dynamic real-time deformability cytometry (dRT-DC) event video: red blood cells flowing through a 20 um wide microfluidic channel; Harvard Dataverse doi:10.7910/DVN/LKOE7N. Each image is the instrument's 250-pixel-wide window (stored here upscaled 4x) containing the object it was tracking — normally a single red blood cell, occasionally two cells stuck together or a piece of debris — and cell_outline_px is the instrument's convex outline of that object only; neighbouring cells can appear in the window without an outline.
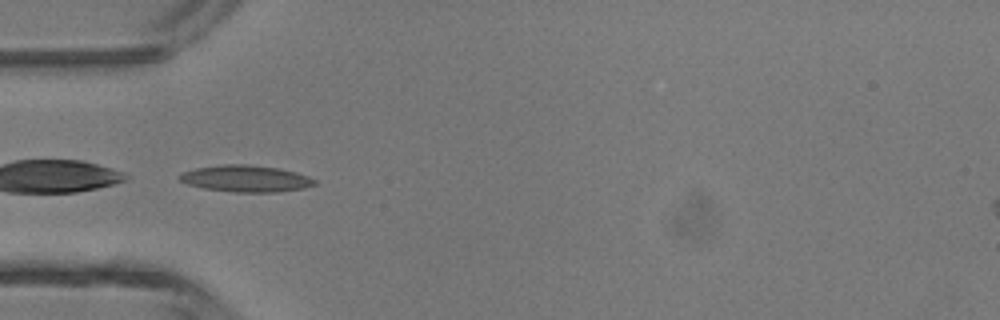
{"species": "common noctule bat (a hibernating species)", "species_latin": "Nyctalus noctula", "temperature_condition": "room temperature", "stored_images_in_passage": 6, "camera_frame_rate_fps": 3000, "um_per_image_px": 0.085, "animal": {"sex": "male", "body_mass_g": 13.3}, "frame": {"image": 1, "passage_image": 5, "time_ms": 1.333, "image_size_px": [1000, 320], "cell_outline_px": [[316, 184], [304, 188], [276, 192], [232, 192], [204, 188], [188, 184], [180, 180], [176, 176], [184, 172], [196, 168], [220, 164], [248, 164], [276, 168], [296, 172], [308, 176], [316, 180]], "centroid_in_image_um": [20.89, 15.18], "position_along_channel_um": 64.1, "area_um2": 20.92}}
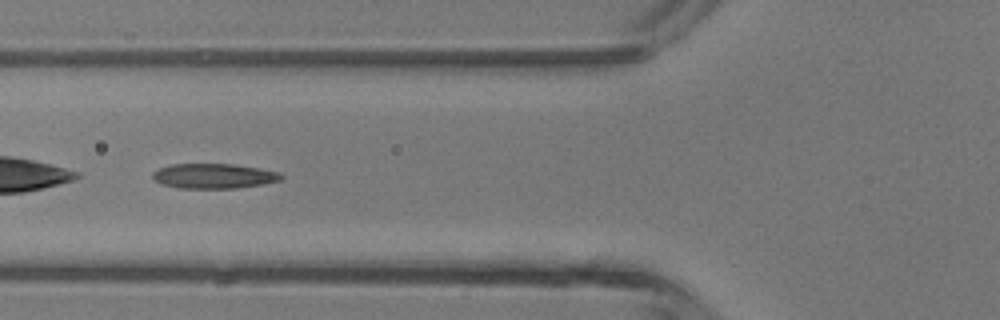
{"frame": {"image": 2, "passage_image": 6, "time_ms": 1.667, "image_size_px": [1000, 320], "cell_outline_px": [[284, 176], [280, 180], [264, 184], [236, 188], [180, 188], [160, 184], [152, 180], [152, 172], [160, 168], [172, 164], [232, 164], [280, 172]], "centroid_in_image_um": [18.14, 14.97], "position_along_channel_um": 107.7, "area_um2": 18.67}}